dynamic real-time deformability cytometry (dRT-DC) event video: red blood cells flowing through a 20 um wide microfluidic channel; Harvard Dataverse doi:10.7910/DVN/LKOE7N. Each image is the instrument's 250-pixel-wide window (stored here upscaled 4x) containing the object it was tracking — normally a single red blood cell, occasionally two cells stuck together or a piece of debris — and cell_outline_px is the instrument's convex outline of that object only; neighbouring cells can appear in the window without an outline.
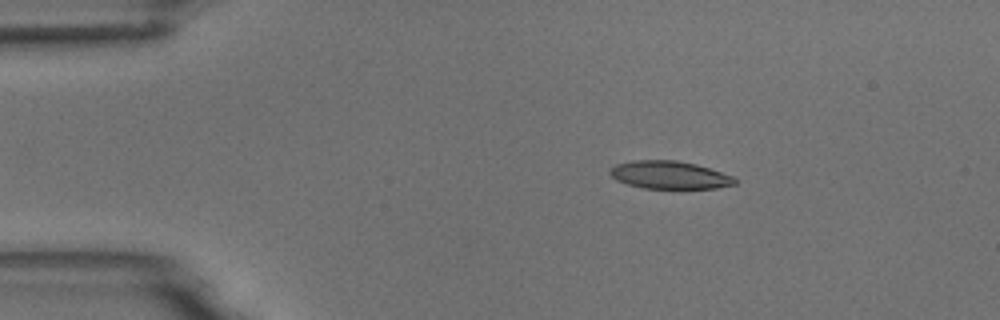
{"species": "common noctule bat (a hibernating species)", "species_latin": "Nyctalus noctula", "temperature_condition": "room temperature", "stored_images_in_passage": 6, "camera_frame_rate_fps": 3000, "um_per_image_px": 0.085, "animal": {"sex": "male", "body_mass_g": 18.8}, "frame": {"image": 1, "passage_image": 3, "time_ms": 3.0, "image_size_px": [1000, 320], "cell_outline_px": [[736, 184], [716, 188], [680, 192], [644, 188], [628, 184], [616, 180], [608, 172], [616, 164], [632, 160], [676, 160], [696, 164], [732, 176], [736, 180]], "centroid_in_image_um": [56.93, 14.93], "position_along_channel_um": 28.1, "area_um2": 21.1}}
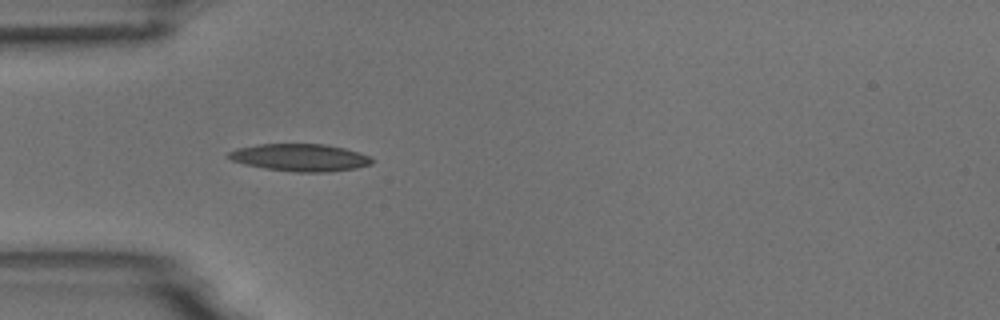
{"frame": {"image": 2, "passage_image": 5, "time_ms": 5.333, "image_size_px": [1000, 320], "cell_outline_px": [[372, 164], [356, 168], [328, 172], [296, 172], [264, 168], [244, 164], [232, 160], [224, 156], [228, 152], [236, 148], [260, 144], [324, 144], [344, 148], [360, 152], [368, 156], [372, 160]], "centroid_in_image_um": [25.47, 13.39], "position_along_channel_um": 59.5, "area_um2": 22.89}}